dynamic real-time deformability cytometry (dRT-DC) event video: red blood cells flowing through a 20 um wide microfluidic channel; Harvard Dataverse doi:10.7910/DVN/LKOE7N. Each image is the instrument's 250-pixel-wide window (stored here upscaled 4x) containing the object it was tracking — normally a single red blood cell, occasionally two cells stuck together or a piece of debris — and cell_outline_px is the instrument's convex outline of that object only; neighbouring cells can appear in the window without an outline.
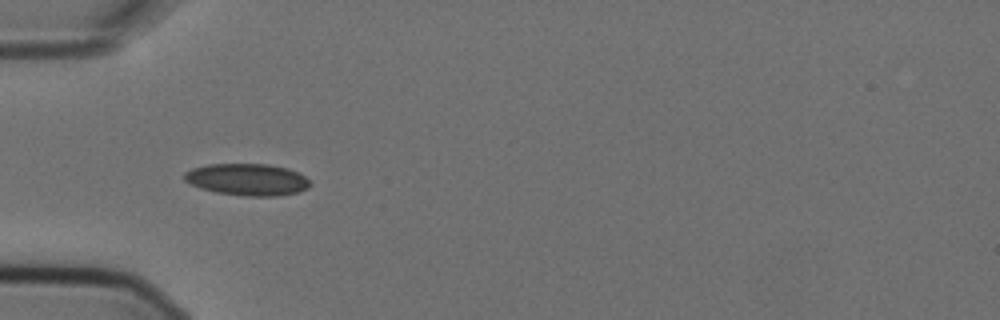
{"species": "Egyptian fruit bat (a non-hibernating species)", "species_latin": "Rousettus aegyptiacus", "temperature_condition": "cold", "stored_images_in_passage": 2, "camera_frame_rate_fps": 3000, "um_per_image_px": 0.085, "animal": {"sex": "female"}, "frame": {"image": 1, "passage_image": 2, "time_ms": 0.333, "image_size_px": [1000, 320], "cell_outline_px": [[312, 184], [308, 188], [300, 192], [280, 196], [244, 196], [216, 192], [200, 188], [184, 180], [184, 172], [192, 168], [208, 164], [268, 164], [288, 168], [304, 176]], "centroid_in_image_um": [21.03, 15.26], "position_along_channel_um": 64.0, "area_um2": 23.47}}